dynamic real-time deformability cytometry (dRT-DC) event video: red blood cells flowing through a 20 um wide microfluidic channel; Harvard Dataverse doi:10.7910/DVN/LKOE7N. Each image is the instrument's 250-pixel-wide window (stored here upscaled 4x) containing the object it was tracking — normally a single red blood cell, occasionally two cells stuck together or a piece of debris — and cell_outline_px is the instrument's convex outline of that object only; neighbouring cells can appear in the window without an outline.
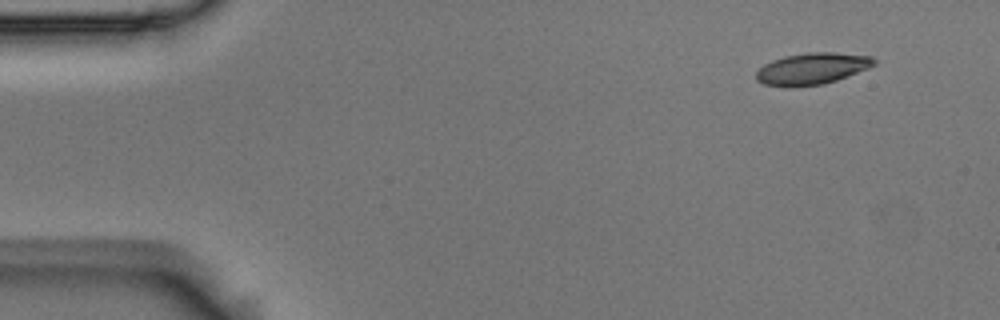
{"species": "Egyptian fruit bat (a non-hibernating species)", "species_latin": "Rousettus aegyptiacus", "temperature_condition": "room temperature", "stored_images_in_passage": 4, "camera_frame_rate_fps": 3000, "um_per_image_px": 0.085, "animal": {"sex": "male"}, "frame": {"image": 1, "passage_image": 1, "time_ms": 0.0, "image_size_px": [1000, 320], "cell_outline_px": [[880, 60], [876, 64], [868, 68], [848, 76], [824, 84], [788, 88], [764, 84], [756, 80], [756, 72], [764, 64], [772, 60], [784, 56], [808, 52], [836, 52], [872, 56]], "centroid_in_image_um": [69.05, 5.83], "position_along_channel_um": 16.0, "area_um2": 22.08}}
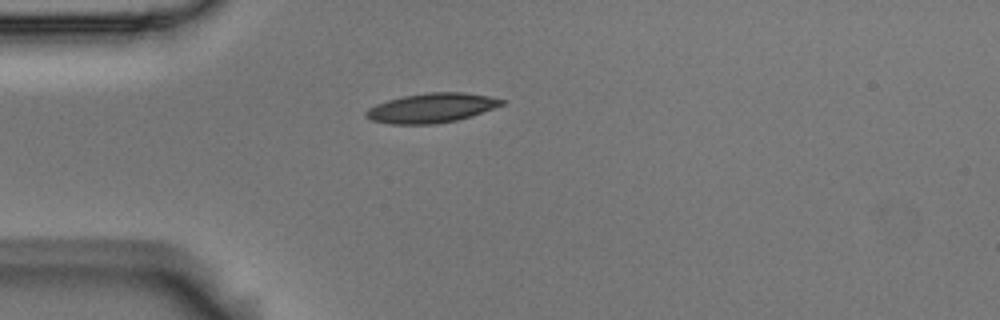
{"frame": {"image": 2, "passage_image": 4, "time_ms": 1.0, "image_size_px": [1000, 320], "cell_outline_px": [[504, 104], [472, 116], [456, 120], [436, 124], [392, 124], [372, 120], [364, 116], [364, 112], [368, 108], [376, 104], [388, 100], [404, 96], [428, 92], [464, 92], [488, 96], [504, 100]], "centroid_in_image_um": [36.66, 9.18], "position_along_channel_um": 48.3, "area_um2": 23.24}}